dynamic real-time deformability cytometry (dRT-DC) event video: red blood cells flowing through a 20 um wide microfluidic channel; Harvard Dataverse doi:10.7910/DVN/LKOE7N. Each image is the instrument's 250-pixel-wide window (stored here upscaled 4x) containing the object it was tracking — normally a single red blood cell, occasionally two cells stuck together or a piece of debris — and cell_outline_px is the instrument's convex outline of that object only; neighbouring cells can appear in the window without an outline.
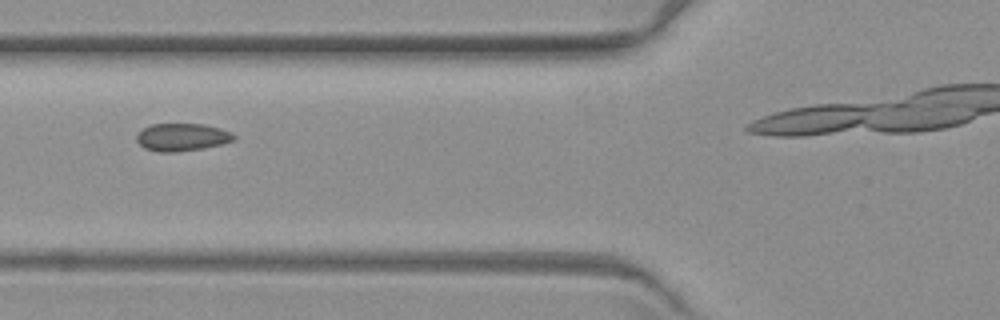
{"species": "common noctule bat (a hibernating species)", "species_latin": "Nyctalus noctula", "temperature_condition": "warm", "stored_images_in_passage": 5, "camera_frame_rate_fps": 3000, "um_per_image_px": 0.085, "animal": {"sex": "female", "body_mass_g": 19.3, "forearm_length_mm": 54.1}, "frame": {"image": 1, "passage_image": 4, "time_ms": 3.333, "image_size_px": [1000, 320], "cell_outline_px": [[236, 140], [220, 144], [200, 148], [176, 152], [156, 152], [144, 148], [136, 140], [136, 136], [144, 128], [152, 124], [204, 124], [220, 128], [232, 132], [236, 136]], "centroid_in_image_um": [15.48, 11.66], "position_along_channel_um": 110.3, "area_um2": 15.61}}